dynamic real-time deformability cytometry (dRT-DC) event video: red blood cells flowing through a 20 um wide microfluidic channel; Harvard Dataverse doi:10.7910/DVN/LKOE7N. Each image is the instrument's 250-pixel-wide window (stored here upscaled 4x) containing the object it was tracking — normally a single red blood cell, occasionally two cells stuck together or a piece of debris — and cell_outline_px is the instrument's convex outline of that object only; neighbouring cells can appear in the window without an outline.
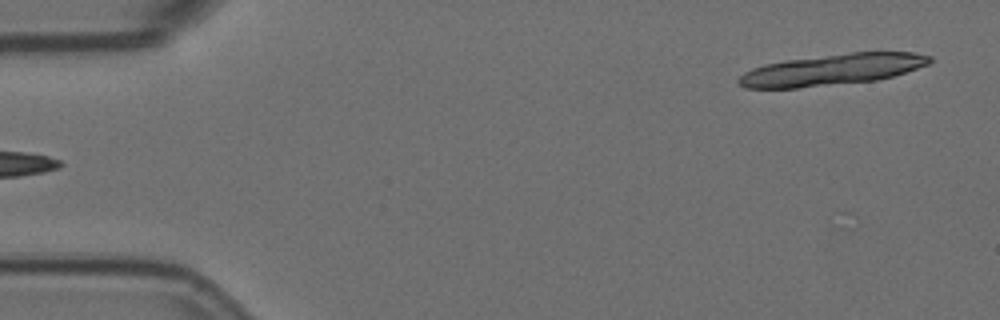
{"species": "Egyptian fruit bat (a non-hibernating species)", "species_latin": "Rousettus aegyptiacus", "temperature_condition": "room temperature", "stored_images_in_passage": 5, "camera_frame_rate_fps": 3000, "um_per_image_px": 0.085, "animal": {"sex": "female"}, "frame": {"image": 1, "passage_image": 5, "time_ms": 1.333, "image_size_px": [1000, 320], "cell_outline_px": [[932, 60], [928, 64], [892, 76], [876, 80], [796, 88], [744, 88], [736, 80], [744, 72], [752, 68], [764, 64], [784, 60], [852, 52], [916, 52], [932, 56]], "centroid_in_image_um": [70.7, 5.91], "position_along_channel_um": 14.3, "area_um2": 34.56}}